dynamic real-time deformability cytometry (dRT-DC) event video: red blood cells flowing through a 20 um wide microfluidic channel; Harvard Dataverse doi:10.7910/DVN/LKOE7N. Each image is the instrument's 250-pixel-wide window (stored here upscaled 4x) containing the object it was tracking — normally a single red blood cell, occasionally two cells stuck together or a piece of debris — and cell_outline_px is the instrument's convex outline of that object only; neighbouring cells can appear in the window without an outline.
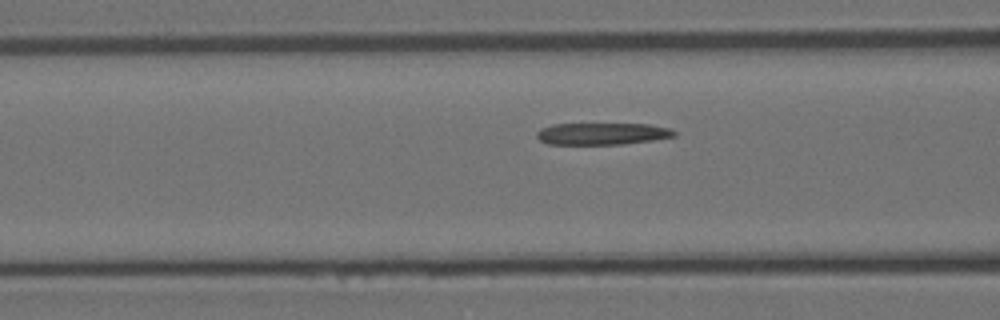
{"species": "Egyptian fruit bat (a non-hibernating species)", "species_latin": "Rousettus aegyptiacus", "temperature_condition": "room temperature", "stored_images_in_passage": 32, "camera_frame_rate_fps": 3000, "um_per_image_px": 0.085, "animal": {"sex": "female"}, "frame": {"image": 1, "passage_image": 9, "time_ms": 2.667, "image_size_px": [1000, 320], "cell_outline_px": [[676, 136], [652, 140], [624, 144], [548, 144], [540, 140], [536, 136], [536, 132], [540, 128], [552, 124], [648, 124], [672, 128], [676, 132]], "centroid_in_image_um": [51.19, 11.36], "position_along_channel_um": 115.4, "area_um2": 17.63}}
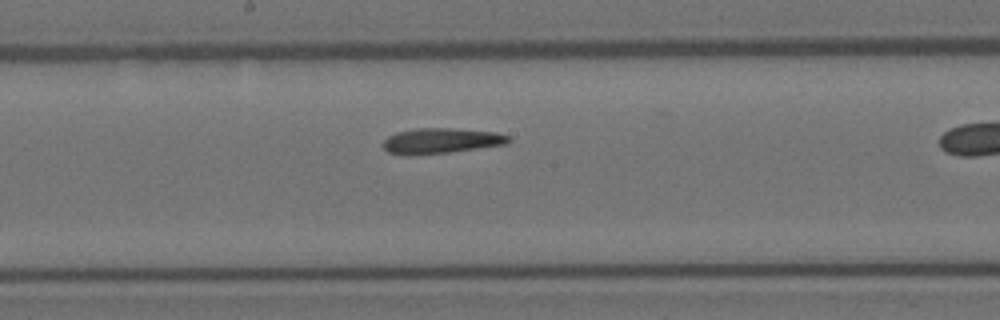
{"frame": {"image": 2, "passage_image": 17, "time_ms": 5.333, "image_size_px": [1000, 320], "cell_outline_px": [[512, 140], [508, 144], [448, 152], [408, 156], [388, 152], [384, 148], [384, 140], [388, 136], [396, 132], [416, 128], [452, 128], [496, 132], [512, 136]], "centroid_in_image_um": [37.52, 11.96], "position_along_channel_um": 210.7, "area_um2": 18.73}}
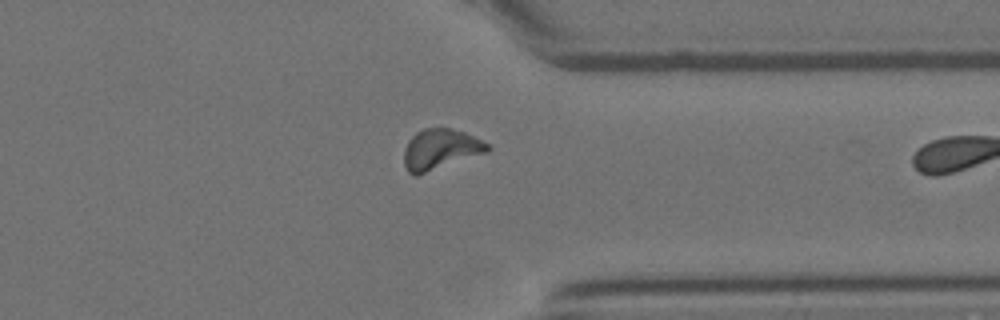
{"frame": {"image": 3, "passage_image": 31, "time_ms": 10.0, "image_size_px": [1000, 320], "cell_outline_px": [[492, 148], [488, 152], [416, 176], [412, 176], [408, 172], [404, 164], [404, 148], [408, 140], [416, 132], [424, 128], [452, 128], [464, 132], [488, 144]], "centroid_in_image_um": [37.41, 12.7], "position_along_channel_um": 374.0, "area_um2": 19.77}}